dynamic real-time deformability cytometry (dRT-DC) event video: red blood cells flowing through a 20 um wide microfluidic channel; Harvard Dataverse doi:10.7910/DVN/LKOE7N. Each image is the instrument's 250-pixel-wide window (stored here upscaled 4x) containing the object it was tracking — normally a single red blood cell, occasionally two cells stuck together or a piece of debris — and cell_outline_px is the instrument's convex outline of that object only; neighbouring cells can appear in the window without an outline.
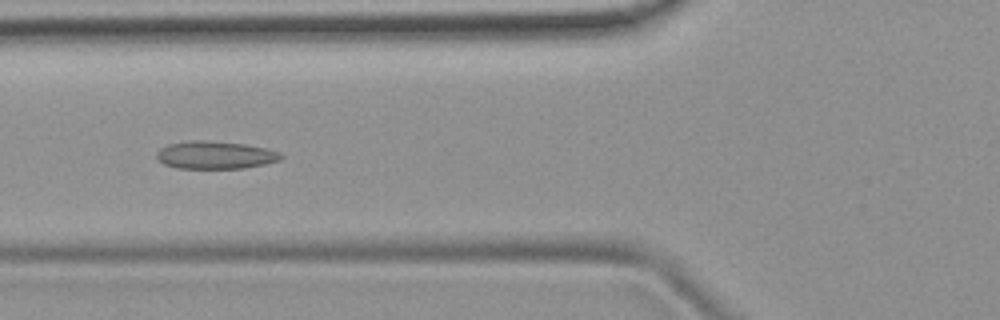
{"species": "common noctule bat (a hibernating species)", "species_latin": "Nyctalus noctula", "temperature_condition": "room temperature", "stored_images_in_passage": 51, "camera_frame_rate_fps": 3000, "um_per_image_px": 0.085, "animal": {"sex": "female", "body_mass_g": 19.9}, "frame": {"image": 1, "passage_image": 19, "time_ms": 6.0, "image_size_px": [1000, 320], "cell_outline_px": [[284, 156], [280, 160], [264, 164], [244, 168], [176, 168], [164, 164], [156, 156], [156, 152], [160, 148], [168, 144], [188, 140], [204, 140], [244, 144], [264, 148], [280, 152]], "centroid_in_image_um": [18.28, 13.17], "position_along_channel_um": 107.5, "area_um2": 20.06}}
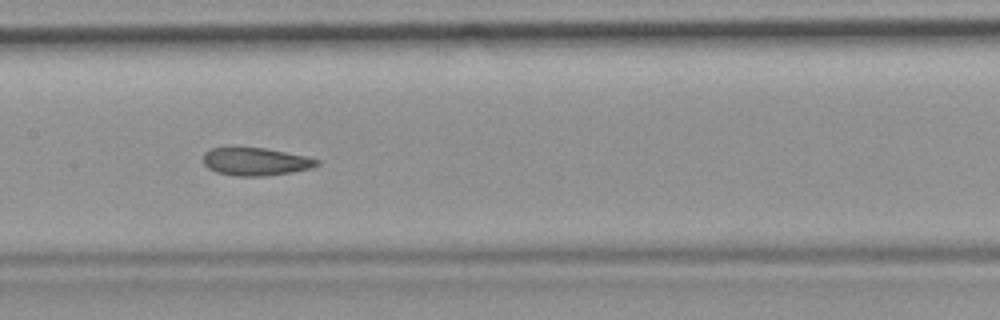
{"frame": {"image": 2, "passage_image": 25, "time_ms": 8.0, "image_size_px": [1000, 320], "cell_outline_px": [[320, 164], [312, 168], [292, 172], [264, 176], [236, 176], [216, 172], [208, 168], [204, 164], [204, 152], [212, 148], [264, 148], [308, 156], [320, 160]], "centroid_in_image_um": [21.77, 13.74], "position_along_channel_um": 185.6, "area_um2": 18.44}}
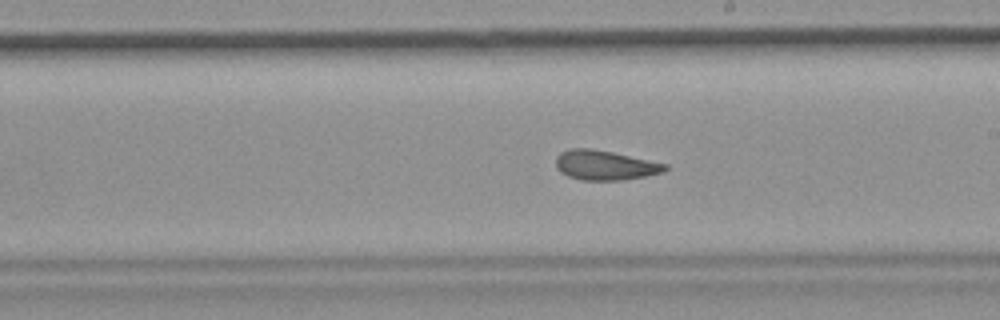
{"frame": {"image": 3, "passage_image": 29, "time_ms": 9.333, "image_size_px": [1000, 320], "cell_outline_px": [[668, 168], [664, 172], [644, 176], [620, 180], [580, 180], [568, 176], [560, 172], [556, 168], [556, 156], [560, 152], [572, 148], [592, 148], [612, 152], [668, 164]], "centroid_in_image_um": [51.4, 14.04], "position_along_channel_um": 237.6, "area_um2": 18.9}, "authors_computed_cell_mechanics": {"area_um2": 19.7098, "velocity_mm_per_s": 3.9143, "shape_relaxation_time_tau1_ms": null, "shape_relaxation_time_tau2_ms": 2.2742, "deformation_change_tau1": null, "deformation_change_tau2": 0.0837}}